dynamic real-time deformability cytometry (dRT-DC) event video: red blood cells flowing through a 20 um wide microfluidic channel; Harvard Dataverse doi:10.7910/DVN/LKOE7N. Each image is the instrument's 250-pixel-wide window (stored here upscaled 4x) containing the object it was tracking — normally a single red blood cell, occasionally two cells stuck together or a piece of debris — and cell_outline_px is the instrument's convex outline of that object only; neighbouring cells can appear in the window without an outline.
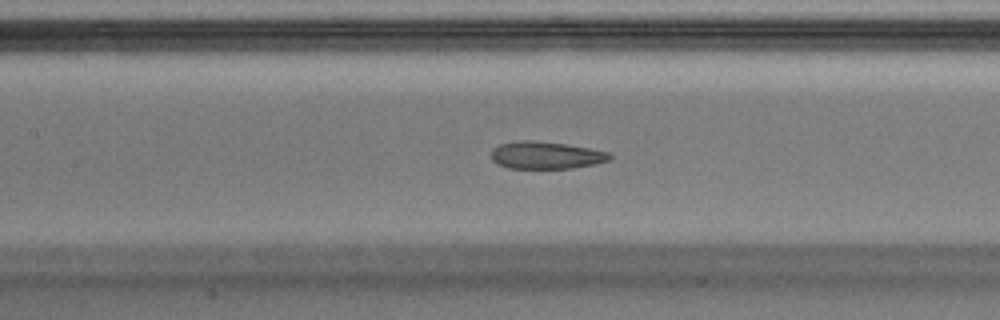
{"species": "Egyptian fruit bat (a non-hibernating species)", "species_latin": "Rousettus aegyptiacus", "temperature_condition": "warm", "stored_images_in_passage": 50, "camera_frame_rate_fps": 3000, "um_per_image_px": 0.085, "animal": {"sex": "male"}, "frame": {"image": 1, "passage_image": 23, "time_ms": 7.333, "image_size_px": [1000, 320], "cell_outline_px": [[612, 156], [608, 160], [596, 164], [572, 168], [508, 168], [496, 164], [492, 160], [492, 148], [500, 144], [520, 140], [536, 140], [564, 144], [588, 148], [608, 152]], "centroid_in_image_um": [46.37, 13.19], "position_along_channel_um": 161.0, "area_um2": 18.84}}
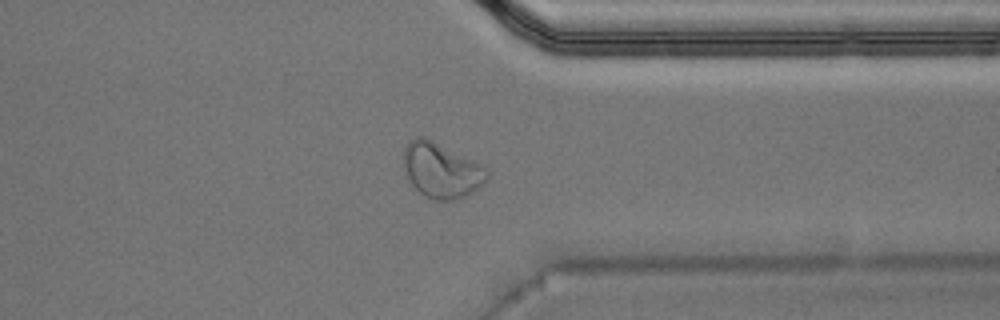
{"frame": {"image": 2, "passage_image": 39, "time_ms": 12.667, "image_size_px": [1000, 320], "cell_outline_px": [[488, 180], [484, 184], [472, 192], [456, 200], [436, 200], [424, 196], [408, 180], [404, 168], [404, 148], [416, 136], [424, 136], [480, 164], [488, 172]], "centroid_in_image_um": [37.51, 14.49], "position_along_channel_um": 373.9, "area_um2": 26.47}}
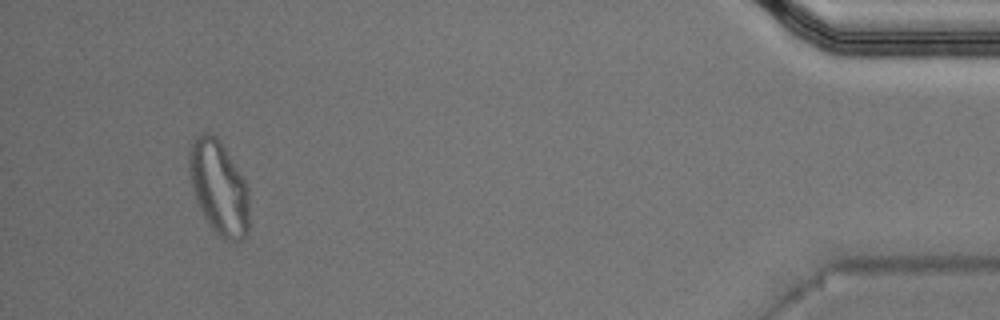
{"frame": {"image": 3, "passage_image": 47, "time_ms": 15.333, "image_size_px": [1000, 320], "cell_outline_px": [[248, 232], [240, 240], [232, 244], [220, 236], [208, 224], [196, 200], [192, 188], [188, 160], [188, 152], [196, 136], [204, 132], [208, 132], [216, 136], [220, 140], [244, 180], [248, 192]], "centroid_in_image_um": [18.59, 15.96], "position_along_channel_um": 416.6, "area_um2": 32.66}, "authors_computed_cell_mechanics": {"area_um2": 19.9699, "velocity_mm_per_s": 4.0489, "shape_relaxation_time_tau1_ms": 7.8614, "shape_relaxation_time_tau2_ms": 1.4625, "deformation_change_tau1": 0.2481, "deformation_change_tau2": 0.0791}}